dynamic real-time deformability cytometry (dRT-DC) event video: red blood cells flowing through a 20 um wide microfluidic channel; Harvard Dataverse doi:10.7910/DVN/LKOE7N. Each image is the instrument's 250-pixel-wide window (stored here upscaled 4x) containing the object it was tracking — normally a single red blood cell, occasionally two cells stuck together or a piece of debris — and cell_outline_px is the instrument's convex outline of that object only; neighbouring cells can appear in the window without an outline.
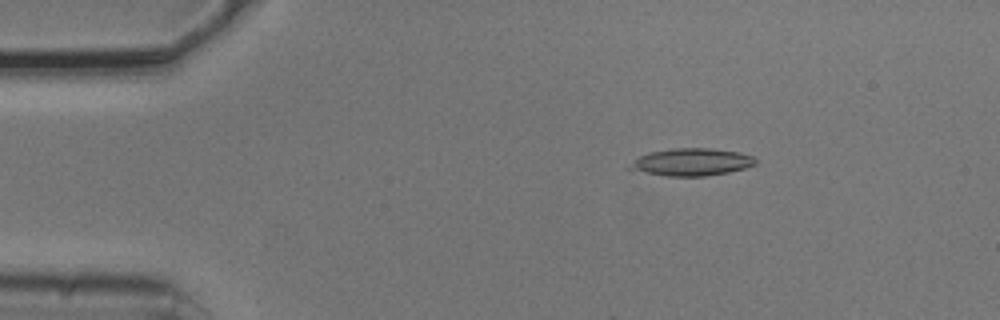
{"species": "common noctule bat (a hibernating species)", "species_latin": "Nyctalus noctula", "temperature_condition": "cold", "stored_images_in_passage": 5, "camera_frame_rate_fps": 3000, "um_per_image_px": 0.085, "animal": {"sex": "male", "body_mass_g": 20.5, "forearm_length_mm": 52.5}, "frame": {"image": 1, "passage_image": 3, "time_ms": 0.667, "image_size_px": [1000, 320], "cell_outline_px": [[756, 164], [744, 168], [728, 172], [704, 176], [664, 176], [624, 168], [640, 156], [648, 152], [676, 148], [712, 148], [740, 152], [752, 156], [756, 160]], "centroid_in_image_um": [58.76, 13.77], "position_along_channel_um": 26.2, "area_um2": 20.06}}
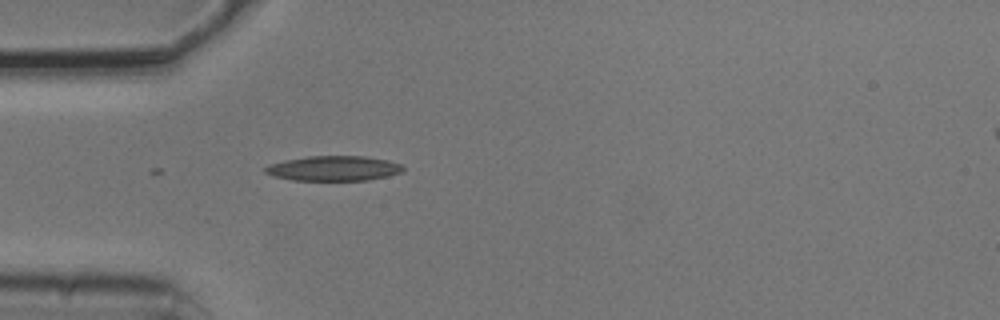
{"frame": {"image": 2, "passage_image": 5, "time_ms": 1.333, "image_size_px": [1000, 320], "cell_outline_px": [[404, 168], [400, 172], [388, 176], [368, 180], [292, 180], [272, 176], [264, 172], [264, 168], [268, 164], [284, 160], [308, 156], [364, 156], [388, 160], [400, 164]], "centroid_in_image_um": [28.31, 14.31], "position_along_channel_um": 56.7, "area_um2": 20.06}}